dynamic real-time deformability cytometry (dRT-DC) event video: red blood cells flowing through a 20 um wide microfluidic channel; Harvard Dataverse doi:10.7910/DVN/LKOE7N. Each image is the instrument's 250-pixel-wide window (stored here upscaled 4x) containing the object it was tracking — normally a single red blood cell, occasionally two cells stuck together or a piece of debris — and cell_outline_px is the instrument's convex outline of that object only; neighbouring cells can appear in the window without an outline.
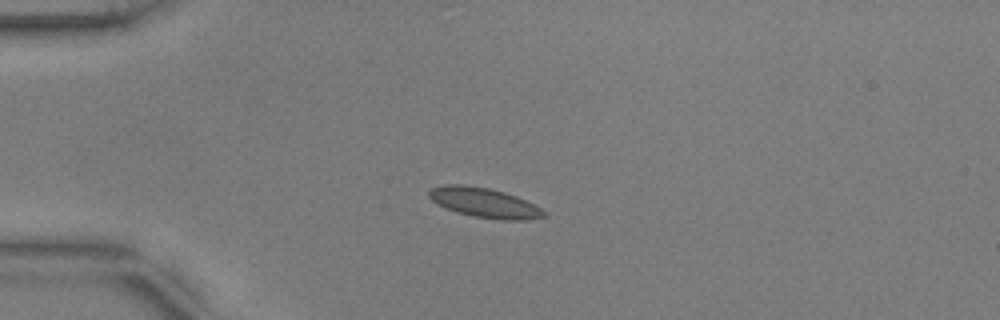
{"species": "common noctule bat (a hibernating species)", "species_latin": "Nyctalus noctula", "temperature_condition": "warm", "stored_images_in_passage": 41, "camera_frame_rate_fps": 3000, "um_per_image_px": 0.085, "animal": {"sex": "male", "body_mass_g": 17.9, "forearm_length_mm": 54.2}, "frame": {"image": 1, "passage_image": 1, "time_ms": 0.0, "image_size_px": [1000, 320], "cell_outline_px": [[548, 216], [528, 220], [500, 220], [472, 216], [456, 212], [432, 200], [428, 196], [428, 192], [432, 188], [444, 184], [464, 184], [488, 188], [504, 192], [516, 196], [540, 208]], "centroid_in_image_um": [41.17, 17.23], "position_along_channel_um": 43.8, "area_um2": 19.77}}
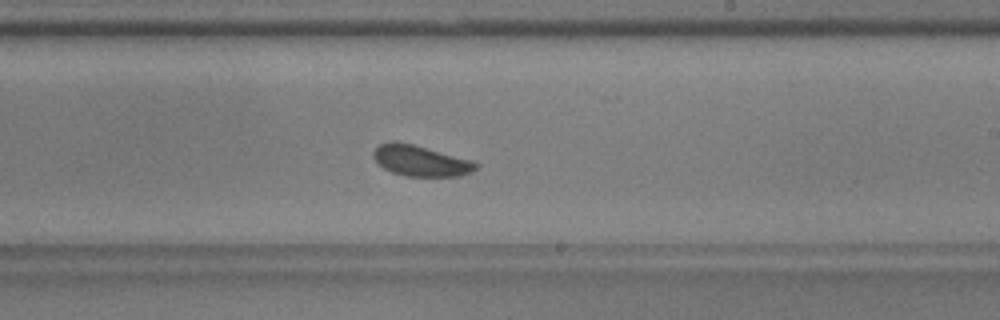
{"frame": {"image": 2, "passage_image": 20, "time_ms": 6.333, "image_size_px": [1000, 320], "cell_outline_px": [[480, 164], [472, 172], [460, 176], [404, 176], [392, 172], [384, 168], [372, 156], [372, 152], [380, 144], [392, 140], [396, 140], [412, 144], [472, 160]], "centroid_in_image_um": [35.75, 13.66], "position_along_channel_um": 253.2, "area_um2": 18.38}}
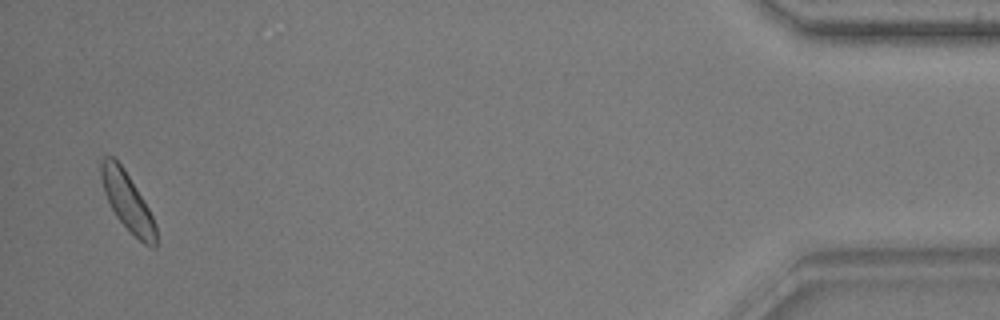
{"frame": {"image": 3, "passage_image": 40, "time_ms": 13.0, "image_size_px": [1000, 320], "cell_outline_px": [[156, 248], [152, 248], [144, 244], [116, 216], [104, 192], [100, 176], [100, 160], [104, 156], [112, 156], [124, 168], [148, 208], [156, 224]], "centroid_in_image_um": [10.82, 17.1], "position_along_channel_um": 424.4, "area_um2": 18.21}, "authors_computed_cell_mechanics": {"area_um2": 18.785, "velocity_mm_per_s": 3.7201, "shape_relaxation_time_tau1_ms": 2.2999, "shape_relaxation_time_tau2_ms": null, "deformation_change_tau1": 0.0558, "deformation_change_tau2": null}}